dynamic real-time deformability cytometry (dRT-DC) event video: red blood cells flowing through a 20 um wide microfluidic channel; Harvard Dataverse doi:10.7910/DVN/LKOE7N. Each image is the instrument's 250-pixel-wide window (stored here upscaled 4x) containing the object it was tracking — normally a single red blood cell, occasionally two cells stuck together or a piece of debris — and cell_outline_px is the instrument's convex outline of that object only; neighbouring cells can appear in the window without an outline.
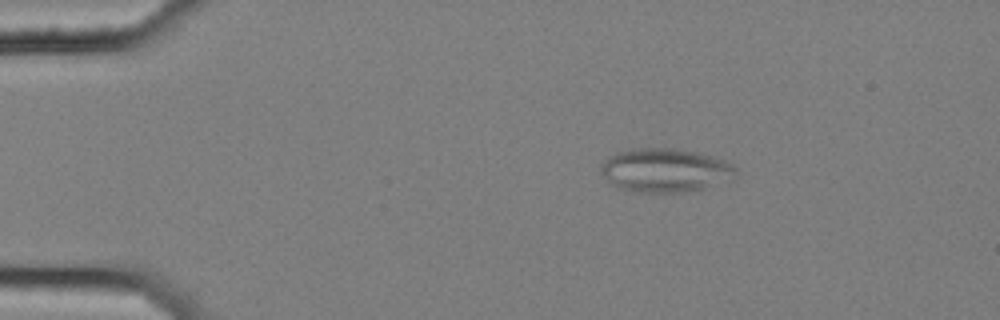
{"species": "common noctule bat (a hibernating species)", "species_latin": "Nyctalus noctula", "temperature_condition": "cold", "stored_images_in_passage": 56, "camera_frame_rate_fps": 3000, "um_per_image_px": 0.085, "animal": {"sex": "female", "body_mass_g": 25.1}, "frame": {"image": 1, "passage_image": 10, "time_ms": 3.0, "image_size_px": [1000, 320], "cell_outline_px": [[736, 172], [732, 180], [704, 188], [684, 192], [636, 192], [616, 188], [600, 172], [600, 164], [608, 156], [616, 152], [632, 148], [676, 148], [696, 152], [712, 156], [724, 160], [732, 164], [736, 168]], "centroid_in_image_um": [56.51, 14.47], "position_along_channel_um": 28.5, "area_um2": 34.74}}
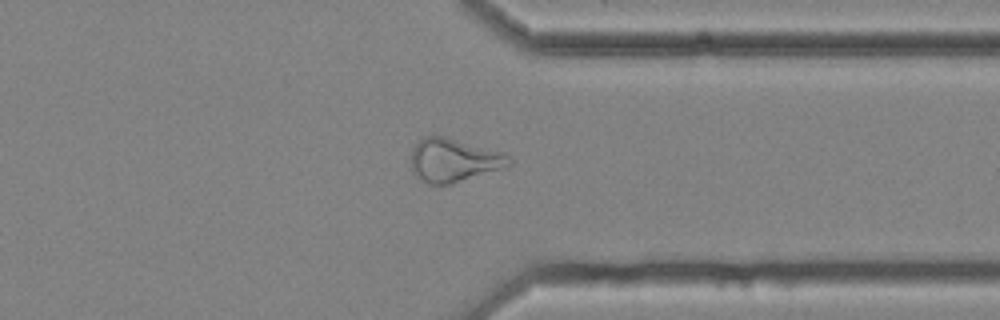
{"frame": {"image": 2, "passage_image": 44, "time_ms": 14.333, "image_size_px": [1000, 320], "cell_outline_px": [[512, 164], [504, 168], [448, 184], [428, 184], [412, 172], [412, 148], [424, 136], [444, 136], [500, 152], [512, 156]], "centroid_in_image_um": [38.57, 13.62], "position_along_channel_um": 372.8, "area_um2": 24.39}}
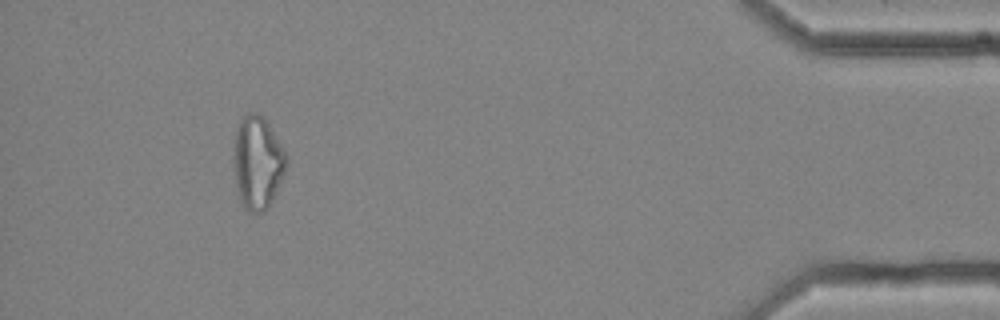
{"frame": {"image": 3, "passage_image": 52, "time_ms": 17.0, "image_size_px": [1000, 320], "cell_outline_px": [[288, 164], [264, 212], [248, 212], [244, 208], [240, 200], [232, 168], [232, 156], [236, 128], [244, 116], [252, 112], [256, 112], [264, 116], [268, 120], [284, 148], [288, 156]], "centroid_in_image_um": [21.87, 13.75], "position_along_channel_um": 413.3, "area_um2": 28.84}, "authors_computed_cell_mechanics": {"area_um2": 26.7325, "velocity_mm_per_s": 3.6206, "shape_relaxation_time_tau1_ms": null, "shape_relaxation_time_tau2_ms": 3.981, "deformation_change_tau1": null, "deformation_change_tau2": 0.149}}